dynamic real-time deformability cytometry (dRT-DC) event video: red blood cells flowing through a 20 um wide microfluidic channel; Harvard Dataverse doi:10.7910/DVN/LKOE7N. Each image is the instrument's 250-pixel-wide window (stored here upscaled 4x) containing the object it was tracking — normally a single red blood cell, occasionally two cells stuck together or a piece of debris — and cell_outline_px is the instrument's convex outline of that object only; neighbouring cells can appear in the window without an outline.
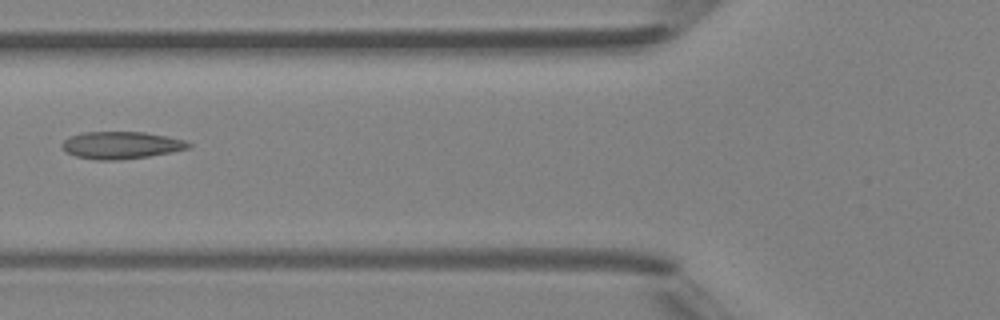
{"species": "Egyptian fruit bat (a non-hibernating species)", "species_latin": "Rousettus aegyptiacus", "temperature_condition": "room temperature", "stored_images_in_passage": 6, "camera_frame_rate_fps": 3000, "um_per_image_px": 0.085, "animal": {"sex": "female"}, "frame": {"image": 1, "passage_image": 6, "time_ms": 5.667, "image_size_px": [1000, 320], "cell_outline_px": [[192, 148], [172, 152], [148, 156], [120, 160], [96, 160], [76, 156], [64, 152], [60, 144], [68, 136], [84, 132], [144, 132], [184, 140], [192, 144]], "centroid_in_image_um": [10.26, 12.34], "position_along_channel_um": 115.5, "area_um2": 20.23}}